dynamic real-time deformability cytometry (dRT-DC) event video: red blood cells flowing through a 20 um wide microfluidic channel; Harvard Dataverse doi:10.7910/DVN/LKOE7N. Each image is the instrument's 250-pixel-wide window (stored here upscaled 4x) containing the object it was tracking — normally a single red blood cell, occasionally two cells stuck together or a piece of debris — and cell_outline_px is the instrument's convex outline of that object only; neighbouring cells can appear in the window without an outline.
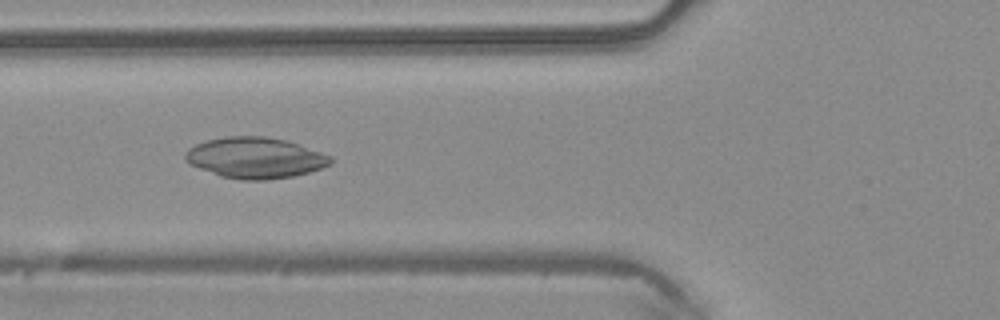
{"species": "common noctule bat (a hibernating species)", "species_latin": "Nyctalus noctula", "temperature_condition": "warm", "stored_images_in_passage": 33, "camera_frame_rate_fps": 3000, "um_per_image_px": 0.085, "animal": {"sex": "male", "body_mass_g": 20.4}, "frame": {"image": 1, "passage_image": 3, "time_ms": 0.667, "image_size_px": [1000, 320], "cell_outline_px": [[332, 164], [308, 172], [292, 176], [264, 180], [240, 180], [220, 176], [200, 168], [184, 160], [184, 156], [188, 148], [196, 144], [208, 140], [228, 136], [264, 136], [288, 140], [332, 156]], "centroid_in_image_um": [21.7, 13.41], "position_along_channel_um": 104.1, "area_um2": 34.56}}
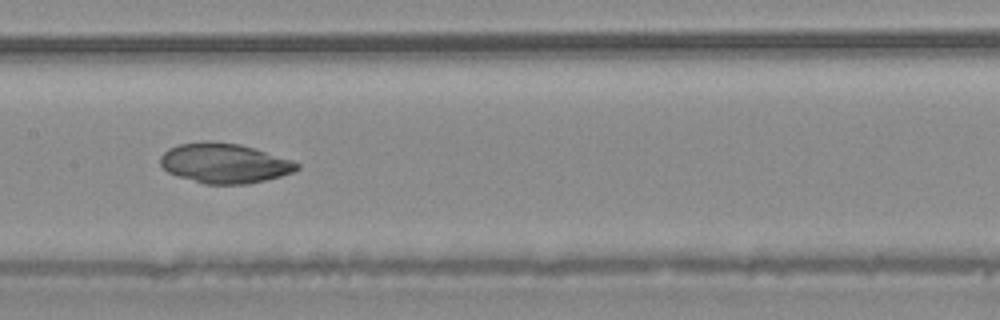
{"frame": {"image": 2, "passage_image": 9, "time_ms": 2.667, "image_size_px": [1000, 320], "cell_outline_px": [[300, 168], [292, 172], [280, 176], [248, 184], [204, 184], [176, 176], [168, 172], [160, 164], [160, 156], [168, 148], [180, 144], [240, 144], [292, 160], [300, 164]], "centroid_in_image_um": [19.08, 13.92], "position_along_channel_um": 188.3, "area_um2": 30.87}}
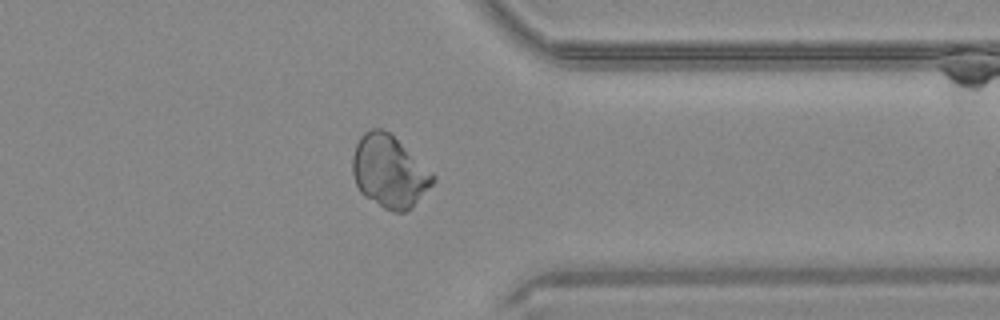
{"frame": {"image": 3, "passage_image": 23, "time_ms": 7.333, "image_size_px": [1000, 320], "cell_outline_px": [[436, 180], [412, 208], [404, 212], [392, 212], [384, 208], [364, 196], [360, 192], [356, 184], [352, 172], [352, 156], [356, 144], [360, 136], [364, 132], [372, 128], [380, 128], [388, 132], [432, 172], [436, 176]], "centroid_in_image_um": [33.07, 14.6], "position_along_channel_um": 378.3, "area_um2": 33.64}}